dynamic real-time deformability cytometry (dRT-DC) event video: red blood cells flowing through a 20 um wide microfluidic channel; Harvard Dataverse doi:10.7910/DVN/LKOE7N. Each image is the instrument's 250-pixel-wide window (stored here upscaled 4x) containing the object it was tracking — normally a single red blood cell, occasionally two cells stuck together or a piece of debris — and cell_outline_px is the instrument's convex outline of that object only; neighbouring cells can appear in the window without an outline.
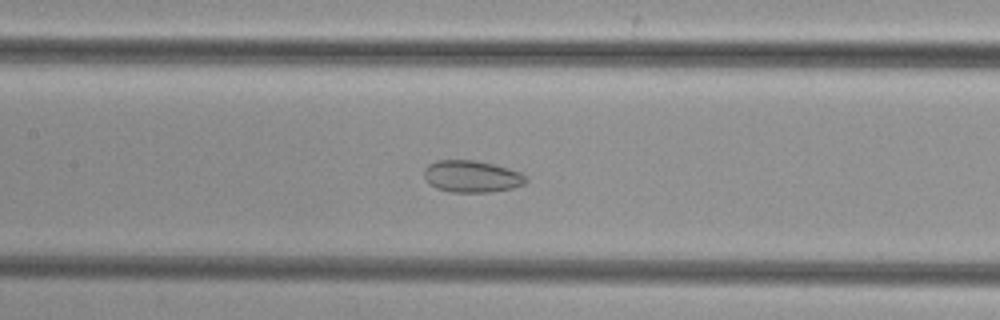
{"species": "common noctule bat (a hibernating species)", "species_latin": "Nyctalus noctula", "temperature_condition": "cold", "stored_images_in_passage": 44, "segment_of_instrument_passage": [1, 2], "camera_frame_rate_fps": 3000, "um_per_image_px": 0.085, "animal": {"sex": "female", "body_mass_g": 29.2, "forearm_length_mm": 56.3}, "frame": {"image": 1, "passage_image": 16, "time_ms": 5.0, "image_size_px": [1000, 320], "cell_outline_px": [[528, 180], [524, 184], [512, 188], [488, 192], [452, 192], [436, 188], [424, 176], [424, 168], [428, 164], [436, 160], [476, 160], [508, 168], [520, 172], [528, 176]], "centroid_in_image_um": [40.12, 14.99], "position_along_channel_um": 167.3, "area_um2": 18.9}}
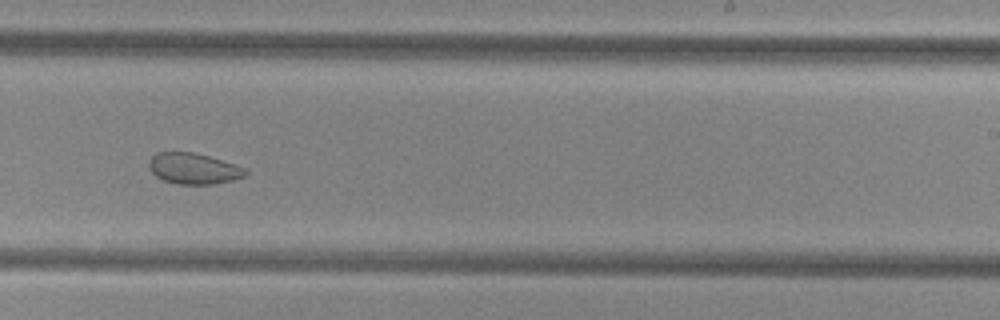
{"frame": {"image": 2, "passage_image": 24, "time_ms": 7.667, "image_size_px": [1000, 320], "cell_outline_px": [[248, 172], [244, 176], [232, 180], [212, 184], [176, 184], [164, 180], [156, 176], [152, 172], [148, 164], [148, 160], [156, 152], [192, 152], [208, 156], [244, 168]], "centroid_in_image_um": [16.4, 14.33], "position_along_channel_um": 272.6, "area_um2": 17.17}}
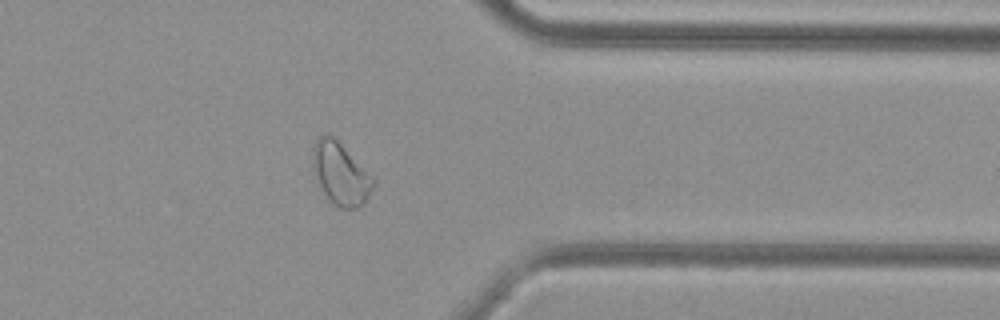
{"frame": {"image": 3, "passage_image": 33, "time_ms": 10.667, "image_size_px": [1000, 320], "cell_outline_px": [[376, 180], [368, 196], [356, 208], [340, 208], [332, 204], [324, 192], [312, 172], [312, 148], [316, 140], [320, 136], [328, 132]], "centroid_in_image_um": [28.89, 14.75], "position_along_channel_um": 382.5, "area_um2": 21.56}}